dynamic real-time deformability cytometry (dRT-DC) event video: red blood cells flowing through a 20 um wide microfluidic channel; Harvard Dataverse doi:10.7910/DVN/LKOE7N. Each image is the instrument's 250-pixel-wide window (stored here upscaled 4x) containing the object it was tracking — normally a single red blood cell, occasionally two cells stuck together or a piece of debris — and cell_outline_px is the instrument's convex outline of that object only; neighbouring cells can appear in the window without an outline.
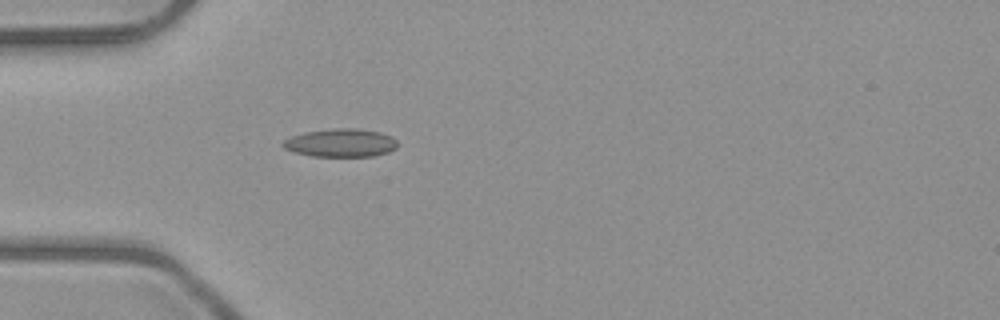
{"species": "common noctule bat (a hibernating species)", "species_latin": "Nyctalus noctula", "temperature_condition": "room temperature", "stored_images_in_passage": 1, "camera_frame_rate_fps": 3000, "um_per_image_px": 0.085, "animal": {"sex": "male", "body_mass_g": 23.1, "forearm_length_mm": 52.7}, "frame": {"image": 1, "passage_image": 1, "time_ms": 0.0, "image_size_px": [1000, 320], "cell_outline_px": [[400, 144], [396, 148], [388, 152], [376, 156], [312, 156], [296, 152], [284, 148], [280, 144], [284, 140], [292, 136], [304, 132], [332, 128], [356, 128], [380, 132], [392, 136]], "centroid_in_image_um": [29.0, 12.13], "position_along_channel_um": 56.0, "area_um2": 18.96}}